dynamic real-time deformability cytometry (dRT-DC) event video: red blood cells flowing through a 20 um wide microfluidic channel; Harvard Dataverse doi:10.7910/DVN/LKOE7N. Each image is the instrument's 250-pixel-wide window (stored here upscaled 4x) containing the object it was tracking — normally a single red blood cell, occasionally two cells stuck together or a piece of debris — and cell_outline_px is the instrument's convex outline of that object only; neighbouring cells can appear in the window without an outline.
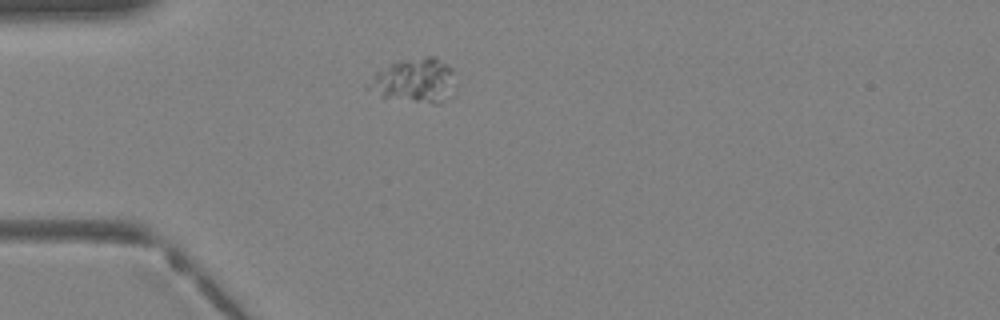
{"species": "Egyptian fruit bat (a non-hibernating species)", "species_latin": "Rousettus aegyptiacus", "temperature_condition": "warm", "stored_images_in_passage": 29, "camera_frame_rate_fps": 3000, "um_per_image_px": 0.085, "animal": {"sex": "female"}, "frame": {"image": 1, "passage_image": 1, "time_ms": 0.0, "image_size_px": [1000, 320], "cell_outline_px": [[456, 72], [444, 100], [436, 104], [432, 104], [380, 96], [364, 88], [376, 72], [388, 64], [396, 60], [428, 56], [436, 56], [448, 64]], "centroid_in_image_um": [35.18, 6.8], "position_along_channel_um": 49.8, "area_um2": 22.37}}
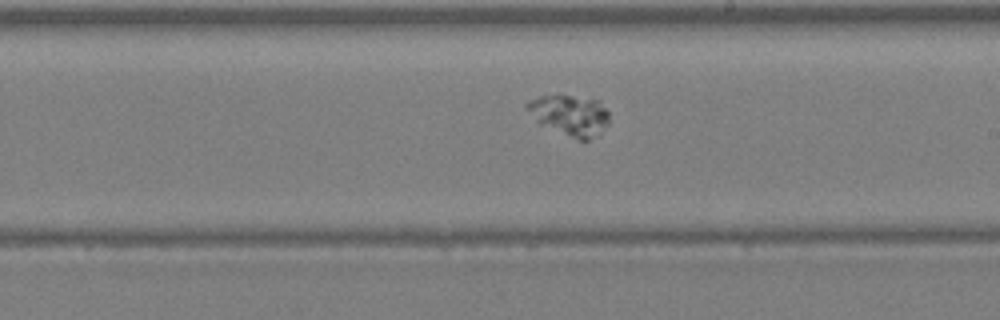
{"frame": {"image": 2, "passage_image": 13, "time_ms": 4.0, "image_size_px": [1000, 320], "cell_outline_px": [[608, 124], [604, 128], [588, 140], [580, 140], [540, 124], [524, 108], [524, 104], [528, 100], [540, 96], [556, 92], [560, 92], [600, 100], [608, 112]], "centroid_in_image_um": [48.39, 9.71], "position_along_channel_um": 240.6, "area_um2": 19.94}}
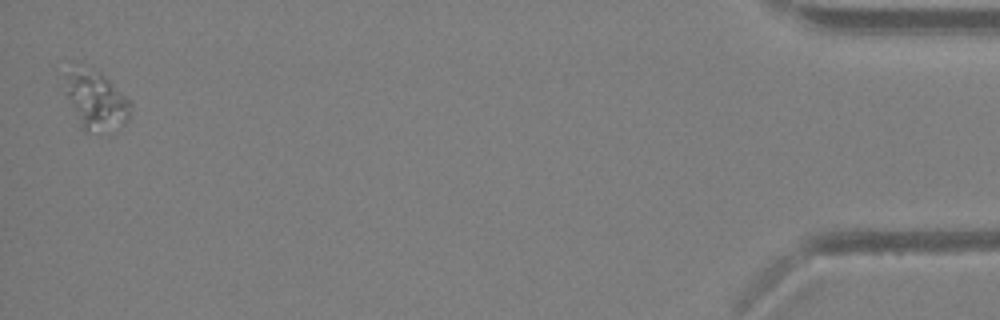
{"frame": {"image": 3, "passage_image": 29, "time_ms": 9.333, "image_size_px": [1000, 320], "cell_outline_px": [[132, 104], [128, 120], [124, 124], [88, 132], [84, 132], [80, 128], [64, 92], [68, 76], [100, 72], [132, 100]], "centroid_in_image_um": [8.23, 8.66], "position_along_channel_um": 427.0, "area_um2": 20.92}}